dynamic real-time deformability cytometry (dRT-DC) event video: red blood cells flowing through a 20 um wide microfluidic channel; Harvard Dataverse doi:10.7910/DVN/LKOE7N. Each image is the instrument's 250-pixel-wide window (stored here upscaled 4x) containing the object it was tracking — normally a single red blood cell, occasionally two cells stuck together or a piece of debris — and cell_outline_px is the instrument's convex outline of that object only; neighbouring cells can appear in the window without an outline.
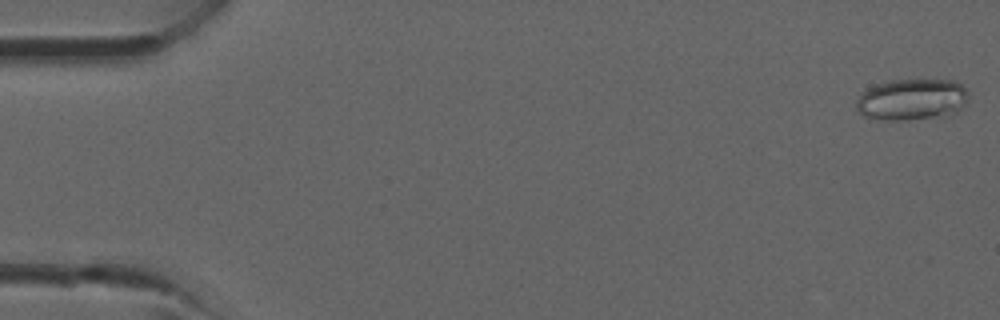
{"species": "common noctule bat (a hibernating species)", "species_latin": "Nyctalus noctula", "temperature_condition": "room temperature", "stored_images_in_passage": 39, "camera_frame_rate_fps": 3000, "um_per_image_px": 0.085, "animal": {"sex": "male", "forearm_length_mm": 52.5}, "frame": {"image": 1, "passage_image": 1, "time_ms": 0.0, "image_size_px": [1000, 320], "cell_outline_px": [[968, 100], [956, 112], [944, 116], [908, 120], [884, 120], [864, 116], [856, 108], [856, 100], [868, 88], [876, 84], [888, 80], [956, 80], [968, 92]], "centroid_in_image_um": [77.51, 8.46], "position_along_channel_um": 7.5, "area_um2": 27.11}}
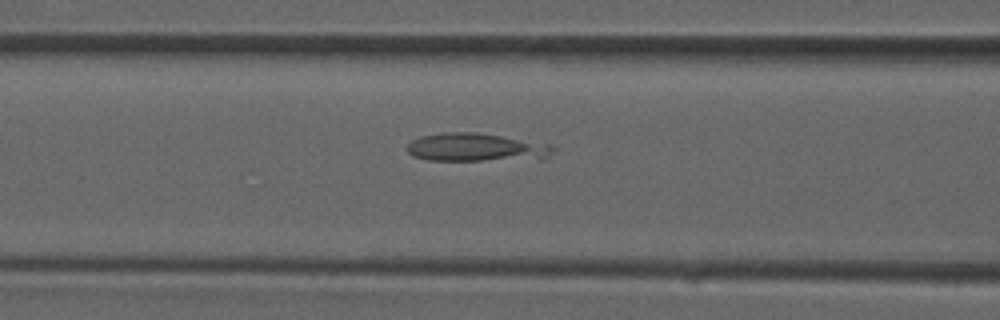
{"frame": {"image": 2, "passage_image": 16, "time_ms": 5.0, "image_size_px": [1000, 320], "cell_outline_px": [[556, 148], [544, 160], [428, 160], [412, 156], [404, 148], [412, 140], [420, 136], [444, 132], [476, 132], [552, 144]], "centroid_in_image_um": [40.51, 12.54], "position_along_channel_um": 126.1, "area_um2": 24.45}}
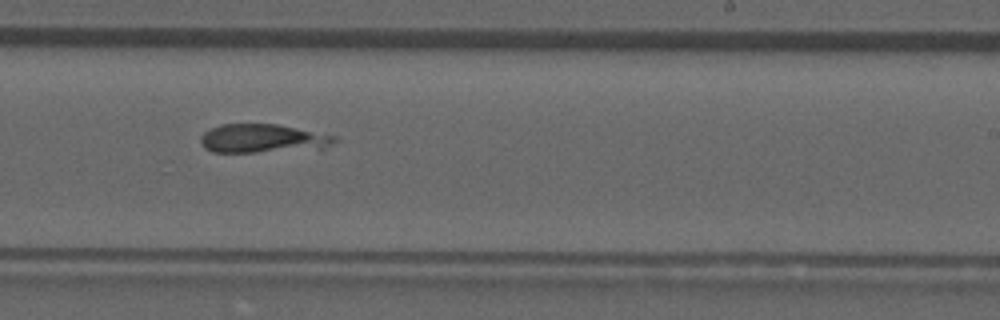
{"frame": {"image": 3, "passage_image": 24, "time_ms": 7.667, "image_size_px": [1000, 320], "cell_outline_px": [[340, 140], [324, 148], [256, 152], [212, 152], [204, 148], [200, 144], [200, 136], [204, 132], [220, 124], [276, 124], [336, 136]], "centroid_in_image_um": [22.31, 11.78], "position_along_channel_um": 266.7, "area_um2": 22.37}}